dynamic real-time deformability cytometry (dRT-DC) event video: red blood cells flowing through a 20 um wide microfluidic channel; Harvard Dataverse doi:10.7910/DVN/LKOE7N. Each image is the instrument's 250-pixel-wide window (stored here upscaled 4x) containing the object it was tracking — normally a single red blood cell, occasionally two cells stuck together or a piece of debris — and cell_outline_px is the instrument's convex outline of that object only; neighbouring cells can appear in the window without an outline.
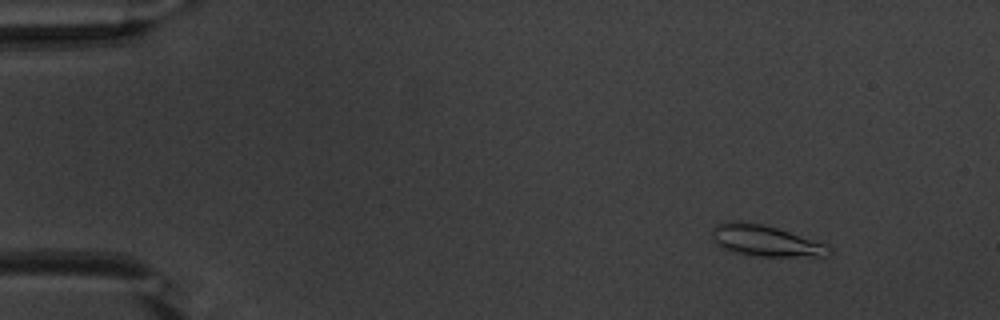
{"species": "common noctule bat (a hibernating species)", "species_latin": "Nyctalus noctula", "temperature_condition": "warm", "stored_images_in_passage": 53, "camera_frame_rate_fps": 3000, "um_per_image_px": 0.085, "animal": {"sex": "male", "body_mass_g": 20.1, "forearm_length_mm": 53.5}, "frame": {"image": 1, "passage_image": 6, "time_ms": 1.667, "image_size_px": [1000, 320], "cell_outline_px": [[832, 252], [828, 256], [756, 256], [732, 252], [724, 248], [712, 236], [712, 228], [716, 224], [736, 220], [764, 224], [828, 244], [832, 248]], "centroid_in_image_um": [65.11, 20.46], "position_along_channel_um": 19.9, "area_um2": 21.15}}
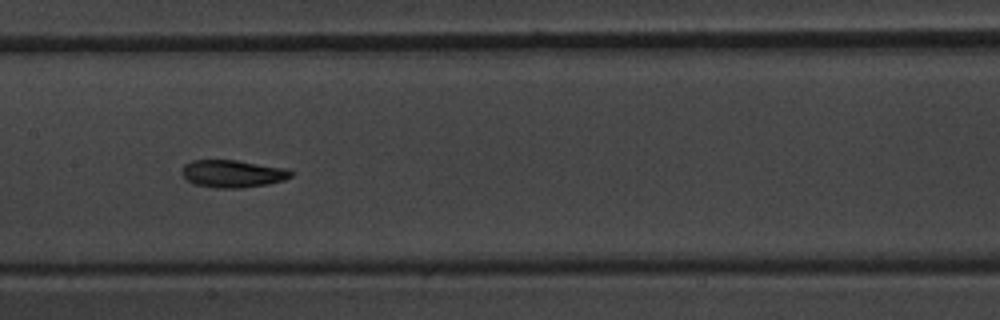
{"frame": {"image": 2, "passage_image": 27, "time_ms": 8.667, "image_size_px": [1000, 320], "cell_outline_px": [[292, 176], [284, 180], [268, 184], [244, 188], [216, 188], [196, 184], [188, 180], [180, 172], [184, 164], [192, 160], [236, 160], [288, 168], [292, 172]], "centroid_in_image_um": [19.79, 14.76], "position_along_channel_um": 187.6, "area_um2": 17.57}}
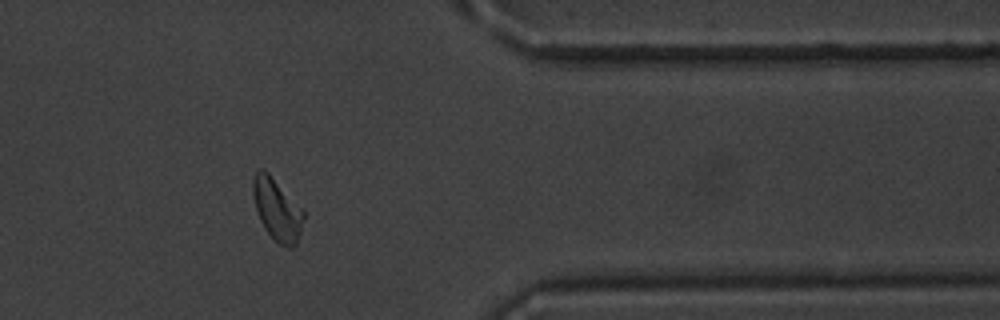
{"frame": {"image": 3, "passage_image": 44, "time_ms": 14.333, "image_size_px": [1000, 320], "cell_outline_px": [[304, 216], [300, 232], [296, 244], [292, 248], [288, 248], [280, 244], [264, 228], [260, 220], [252, 196], [252, 180], [256, 172], [260, 168], [264, 168], [304, 208]], "centroid_in_image_um": [23.55, 17.77], "position_along_channel_um": 387.8, "area_um2": 18.44}, "authors_computed_cell_mechanics": {"area_um2": 17.7446, "velocity_mm_per_s": 3.7913, "shape_relaxation_time_tau1_ms": 2.4578, "shape_relaxation_time_tau2_ms": 2.1265, "deformation_change_tau1": 0.1548, "deformation_change_tau2": 0.0898}}